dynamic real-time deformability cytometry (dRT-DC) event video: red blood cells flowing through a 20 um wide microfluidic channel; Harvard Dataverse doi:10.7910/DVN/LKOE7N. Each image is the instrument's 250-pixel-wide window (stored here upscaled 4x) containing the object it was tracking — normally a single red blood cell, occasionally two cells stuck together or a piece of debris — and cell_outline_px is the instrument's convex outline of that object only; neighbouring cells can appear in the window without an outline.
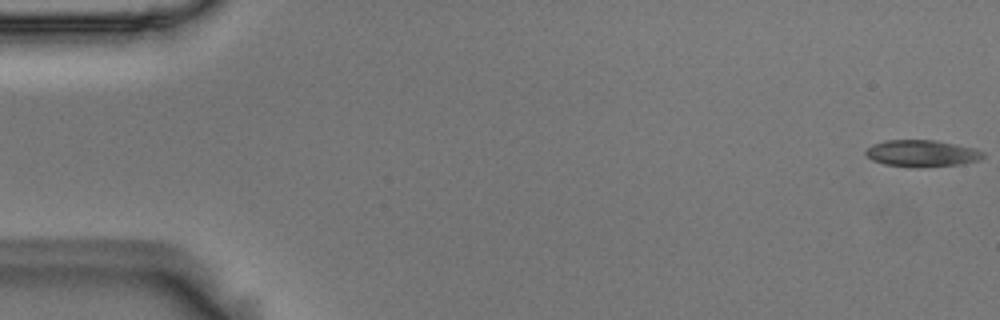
{"species": "Egyptian fruit bat (a non-hibernating species)", "species_latin": "Rousettus aegyptiacus", "temperature_condition": "room temperature", "stored_images_in_passage": 5, "camera_frame_rate_fps": 3000, "um_per_image_px": 0.085, "animal": {"sex": "male"}, "frame": {"image": 1, "passage_image": 1, "time_ms": 0.0, "image_size_px": [1000, 320], "cell_outline_px": [[984, 156], [980, 160], [960, 164], [884, 164], [872, 160], [864, 152], [872, 144], [884, 140], [936, 140], [976, 148], [984, 152]], "centroid_in_image_um": [78.38, 12.97], "position_along_channel_um": 6.6, "area_um2": 17.34}}